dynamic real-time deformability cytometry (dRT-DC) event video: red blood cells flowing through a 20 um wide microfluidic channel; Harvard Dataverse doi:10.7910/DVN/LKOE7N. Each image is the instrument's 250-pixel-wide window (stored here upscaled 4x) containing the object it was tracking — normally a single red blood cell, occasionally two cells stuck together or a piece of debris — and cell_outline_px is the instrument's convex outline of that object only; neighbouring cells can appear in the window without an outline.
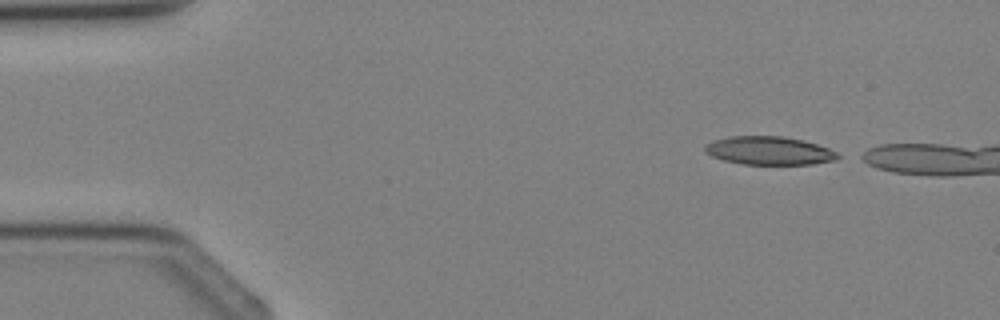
{"species": "Egyptian fruit bat (a non-hibernating species)", "species_latin": "Rousettus aegyptiacus", "temperature_condition": "cold", "stored_images_in_passage": 2, "camera_frame_rate_fps": 3000, "um_per_image_px": 0.085, "animal": {"sex": "female"}, "frame": {"image": 1, "passage_image": 1, "time_ms": 0.0, "image_size_px": [1000, 320], "cell_outline_px": [[844, 156], [836, 160], [812, 164], [740, 164], [724, 160], [712, 156], [704, 152], [704, 144], [712, 140], [732, 136], [784, 136], [804, 140], [828, 148]], "centroid_in_image_um": [65.37, 12.8], "position_along_channel_um": 19.6, "area_um2": 22.14}}